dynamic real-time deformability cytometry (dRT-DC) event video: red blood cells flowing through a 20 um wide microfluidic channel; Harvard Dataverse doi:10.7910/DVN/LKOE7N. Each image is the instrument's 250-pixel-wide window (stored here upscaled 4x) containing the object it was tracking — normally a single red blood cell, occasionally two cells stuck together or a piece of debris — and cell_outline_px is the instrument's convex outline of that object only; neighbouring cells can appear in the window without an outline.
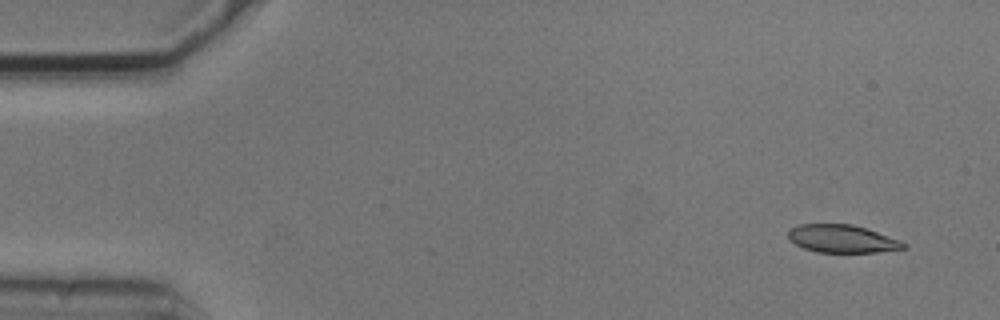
{"species": "common noctule bat (a hibernating species)", "species_latin": "Nyctalus noctula", "temperature_condition": "cold", "stored_images_in_passage": 5, "camera_frame_rate_fps": 3000, "um_per_image_px": 0.085, "animal": {"sex": "male", "body_mass_g": 20.5, "forearm_length_mm": 52.5}, "frame": {"image": 1, "passage_image": 1, "time_ms": 0.0, "image_size_px": [1000, 320], "cell_outline_px": [[908, 248], [876, 252], [816, 252], [804, 248], [788, 240], [788, 232], [792, 228], [800, 224], [852, 224], [900, 240], [908, 244]], "centroid_in_image_um": [71.58, 20.3], "position_along_channel_um": 13.4, "area_um2": 18.61}}
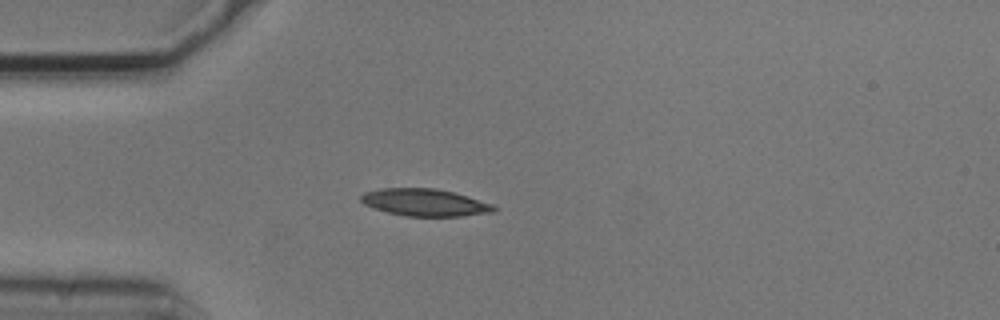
{"frame": {"image": 2, "passage_image": 4, "time_ms": 1.0, "image_size_px": [1000, 320], "cell_outline_px": [[496, 212], [460, 216], [408, 216], [388, 212], [372, 208], [364, 204], [360, 200], [360, 196], [364, 192], [380, 188], [436, 188], [452, 192], [492, 204], [496, 208]], "centroid_in_image_um": [36.07, 17.21], "position_along_channel_um": 48.9, "area_um2": 20.98}}